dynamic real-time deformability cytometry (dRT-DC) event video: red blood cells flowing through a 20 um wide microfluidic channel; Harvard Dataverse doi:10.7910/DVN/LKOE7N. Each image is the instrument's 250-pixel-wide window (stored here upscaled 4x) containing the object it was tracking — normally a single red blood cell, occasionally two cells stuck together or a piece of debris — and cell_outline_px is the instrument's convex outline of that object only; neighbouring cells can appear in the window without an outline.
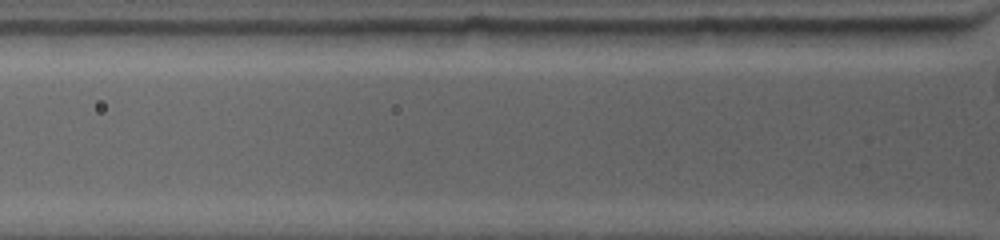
{"species": "common noctule bat (a hibernating species)", "species_latin": "Nyctalus noctula", "temperature_condition": "warm", "stored_images_in_passage": 2, "camera_frame_rate_fps": 4500, "um_per_image_px": 0.085, "animal": {"sex": "female", "body_mass_g": 19.0, "forearm_length_mm": 53.3}, "frame": {"image": 1, "passage_image": 2, "time_ms": 0.667, "image_size_px": [1000, 240], "cell_outline_px": [[880, 28], [872, 40], [864, 44], [832, 48], [752, 44], [740, 28]], "centroid_in_image_um": [68.9, 3.12], "position_along_channel_um": 56.9, "area_um2": 16.42}}